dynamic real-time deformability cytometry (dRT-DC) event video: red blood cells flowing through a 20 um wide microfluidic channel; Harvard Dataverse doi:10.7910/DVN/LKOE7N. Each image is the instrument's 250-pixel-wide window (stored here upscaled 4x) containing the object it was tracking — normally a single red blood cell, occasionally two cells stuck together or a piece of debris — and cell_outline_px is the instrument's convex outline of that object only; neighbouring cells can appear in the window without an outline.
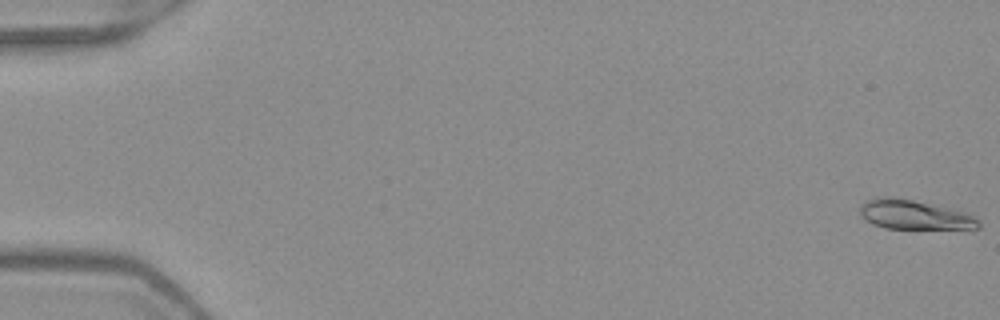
{"species": "Egyptian fruit bat (a non-hibernating species)", "species_latin": "Rousettus aegyptiacus", "temperature_condition": "warm", "stored_images_in_passage": 17, "camera_frame_rate_fps": 3000, "um_per_image_px": 0.085, "frame": {"image": 1, "passage_image": 1, "time_ms": 0.0, "image_size_px": [1000, 320], "cell_outline_px": [[980, 228], [884, 228], [872, 224], [864, 220], [860, 216], [860, 204], [864, 200], [876, 196], [892, 196], [956, 208], [980, 220]], "centroid_in_image_um": [77.65, 18.22], "position_along_channel_um": 7.3, "area_um2": 20.69}}